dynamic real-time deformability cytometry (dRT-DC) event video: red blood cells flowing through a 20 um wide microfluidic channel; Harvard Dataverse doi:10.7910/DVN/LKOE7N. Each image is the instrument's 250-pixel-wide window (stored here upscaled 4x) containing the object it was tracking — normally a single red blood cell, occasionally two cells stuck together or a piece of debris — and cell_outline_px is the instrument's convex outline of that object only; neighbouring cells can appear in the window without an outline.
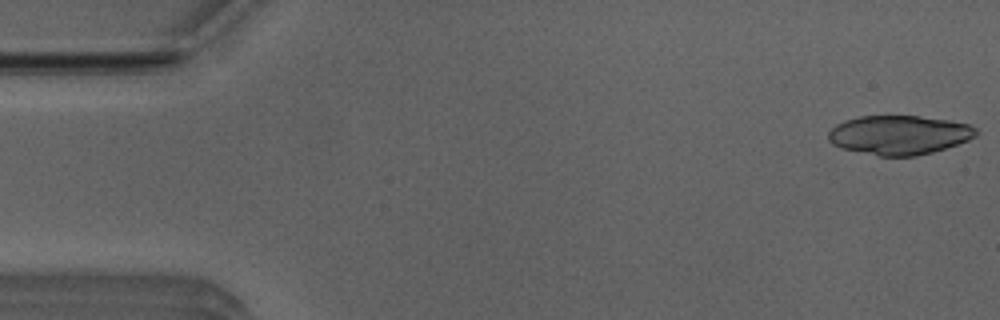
{"species": "Egyptian fruit bat (a non-hibernating species)", "species_latin": "Rousettus aegyptiacus", "temperature_condition": "room temperature", "stored_images_in_passage": 15, "camera_frame_rate_fps": 3000, "um_per_image_px": 0.085, "animal": {"sex": "male"}, "frame": {"image": 1, "passage_image": 1, "time_ms": 0.0, "image_size_px": [1000, 320], "cell_outline_px": [[980, 132], [976, 136], [968, 140], [932, 152], [916, 156], [880, 156], [840, 148], [832, 144], [828, 140], [828, 132], [836, 124], [844, 120], [860, 116], [920, 116], [948, 120], [968, 124], [976, 128]], "centroid_in_image_um": [76.41, 11.47], "position_along_channel_um": 8.6, "area_um2": 33.76}}